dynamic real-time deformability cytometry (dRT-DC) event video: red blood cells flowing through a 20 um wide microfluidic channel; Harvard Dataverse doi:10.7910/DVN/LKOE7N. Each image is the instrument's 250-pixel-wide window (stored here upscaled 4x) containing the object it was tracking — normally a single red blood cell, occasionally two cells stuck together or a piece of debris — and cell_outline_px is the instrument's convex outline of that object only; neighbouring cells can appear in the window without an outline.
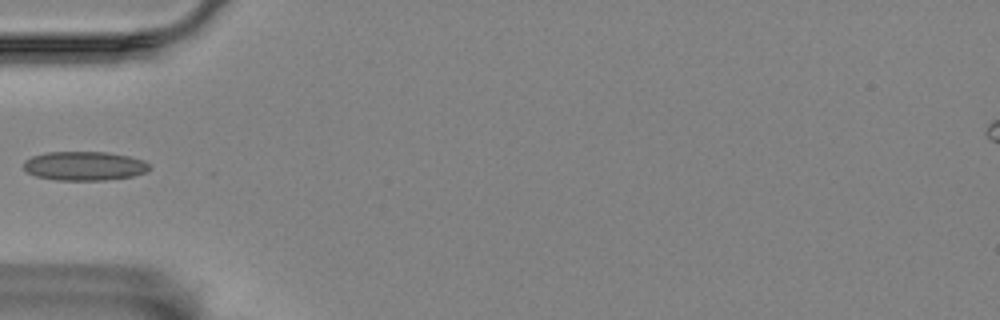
{"species": "Egyptian fruit bat (a non-hibernating species)", "species_latin": "Rousettus aegyptiacus", "temperature_condition": "room temperature", "stored_images_in_passage": 6, "camera_frame_rate_fps": 3000, "um_per_image_px": 0.085, "animal": {"sex": "female"}, "frame": {"image": 1, "passage_image": 6, "time_ms": 5.667, "image_size_px": [1000, 320], "cell_outline_px": [[152, 168], [144, 172], [132, 176], [104, 180], [56, 180], [36, 176], [28, 172], [24, 168], [24, 160], [32, 156], [48, 152], [108, 152], [128, 156], [144, 160]], "centroid_in_image_um": [7.17, 14.1], "position_along_channel_um": 77.8, "area_um2": 21.21}}